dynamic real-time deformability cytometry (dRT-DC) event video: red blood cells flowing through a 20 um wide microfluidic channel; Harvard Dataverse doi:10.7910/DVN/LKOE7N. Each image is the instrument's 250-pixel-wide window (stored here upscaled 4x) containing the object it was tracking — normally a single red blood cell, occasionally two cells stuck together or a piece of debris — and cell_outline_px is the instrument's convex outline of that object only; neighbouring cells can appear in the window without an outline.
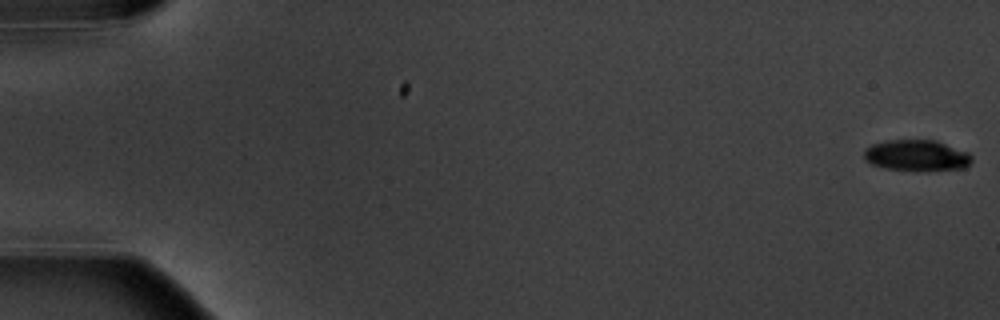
{"species": "common noctule bat (a hibernating species)", "species_latin": "Nyctalus noctula", "temperature_condition": "warm", "stored_images_in_passage": 10, "camera_frame_rate_fps": 3000, "um_per_image_px": 0.085, "animal": {"sex": "male", "body_mass_g": 20.1, "forearm_length_mm": 53.5}, "frame": {"image": 1, "passage_image": 1, "time_ms": 0.0, "image_size_px": [1000, 320], "cell_outline_px": [[972, 160], [964, 168], [928, 172], [916, 172], [888, 168], [872, 164], [864, 160], [864, 148], [872, 144], [888, 140], [936, 140], [968, 152], [972, 156]], "centroid_in_image_um": [77.92, 13.23], "position_along_channel_um": 7.1, "area_um2": 19.94}}
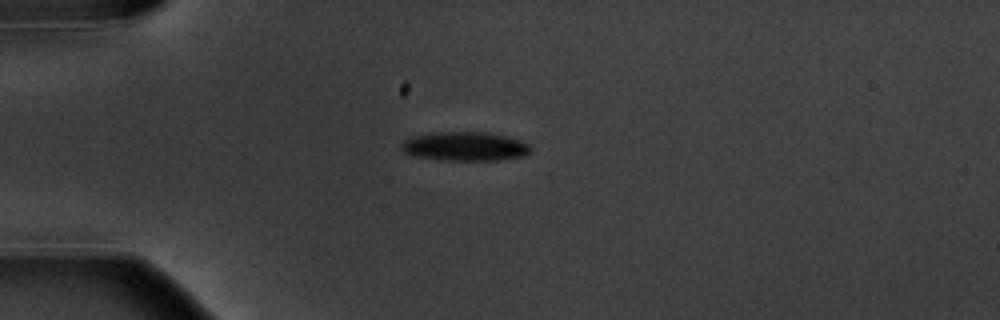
{"frame": {"image": 2, "passage_image": 5, "time_ms": 5.0, "image_size_px": [1000, 320], "cell_outline_px": [[532, 152], [528, 156], [496, 160], [444, 160], [416, 156], [404, 152], [400, 148], [400, 144], [404, 140], [412, 136], [432, 132], [488, 132], [508, 136], [520, 140], [528, 144], [532, 148]], "centroid_in_image_um": [39.56, 12.43], "position_along_channel_um": 45.4, "area_um2": 22.14}}